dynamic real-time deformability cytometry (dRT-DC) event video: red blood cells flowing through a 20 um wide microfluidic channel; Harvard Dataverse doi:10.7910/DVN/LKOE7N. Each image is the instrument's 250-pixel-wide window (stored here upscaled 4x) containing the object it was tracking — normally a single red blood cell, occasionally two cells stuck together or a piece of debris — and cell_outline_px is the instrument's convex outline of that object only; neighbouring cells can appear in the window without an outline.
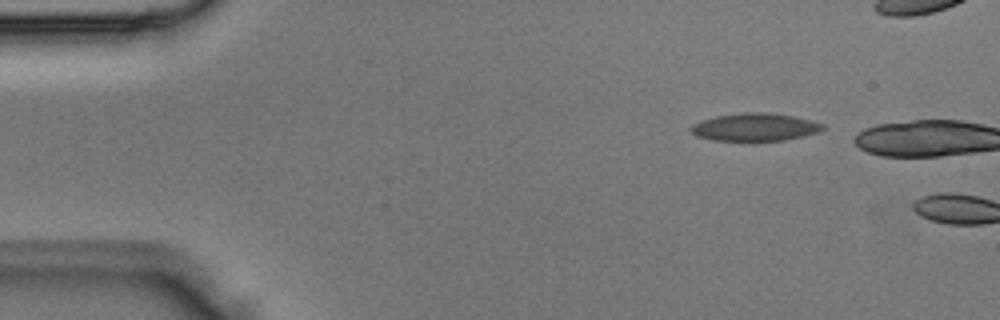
{"species": "Egyptian fruit bat (a non-hibernating species)", "species_latin": "Rousettus aegyptiacus", "temperature_condition": "room temperature", "stored_images_in_passage": 5, "segment_of_instrument_passage": [2, 2], "camera_frame_rate_fps": 3000, "um_per_image_px": 0.085, "animal": {"sex": "male"}, "frame": {"image": 1, "passage_image": 5, "time_ms": 1.333, "image_size_px": [1000, 320], "cell_outline_px": [[824, 128], [820, 132], [804, 136], [784, 140], [712, 140], [696, 136], [688, 128], [692, 124], [700, 120], [716, 116], [744, 112], [768, 112], [792, 116], [812, 120], [824, 124]], "centroid_in_image_um": [64.16, 10.79], "position_along_channel_um": 20.8, "area_um2": 21.39}}